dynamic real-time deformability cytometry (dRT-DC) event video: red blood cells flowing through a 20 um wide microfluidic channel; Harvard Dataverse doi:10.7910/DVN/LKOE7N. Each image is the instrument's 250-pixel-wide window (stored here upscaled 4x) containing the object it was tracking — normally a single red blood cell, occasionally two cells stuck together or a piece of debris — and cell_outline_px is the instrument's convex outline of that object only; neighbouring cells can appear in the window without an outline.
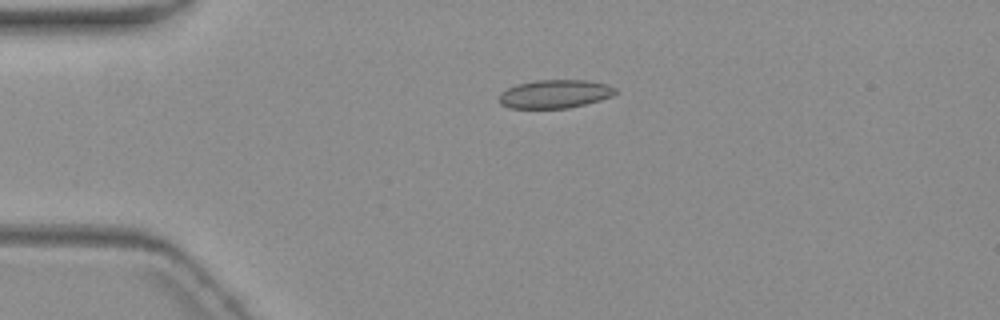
{"species": "common noctule bat (a hibernating species)", "species_latin": "Nyctalus noctula", "temperature_condition": "warm", "stored_images_in_passage": 3, "camera_frame_rate_fps": 3000, "um_per_image_px": 0.085, "animal": {"sex": "female", "body_mass_g": 19.3, "forearm_length_mm": 54.1}, "frame": {"image": 1, "passage_image": 2, "time_ms": 1.333, "image_size_px": [1000, 320], "cell_outline_px": [[616, 92], [612, 96], [600, 100], [568, 108], [508, 108], [500, 104], [500, 92], [516, 84], [536, 80], [588, 80], [608, 84], [616, 88]], "centroid_in_image_um": [47.16, 7.98], "position_along_channel_um": 37.8, "area_um2": 19.31}}